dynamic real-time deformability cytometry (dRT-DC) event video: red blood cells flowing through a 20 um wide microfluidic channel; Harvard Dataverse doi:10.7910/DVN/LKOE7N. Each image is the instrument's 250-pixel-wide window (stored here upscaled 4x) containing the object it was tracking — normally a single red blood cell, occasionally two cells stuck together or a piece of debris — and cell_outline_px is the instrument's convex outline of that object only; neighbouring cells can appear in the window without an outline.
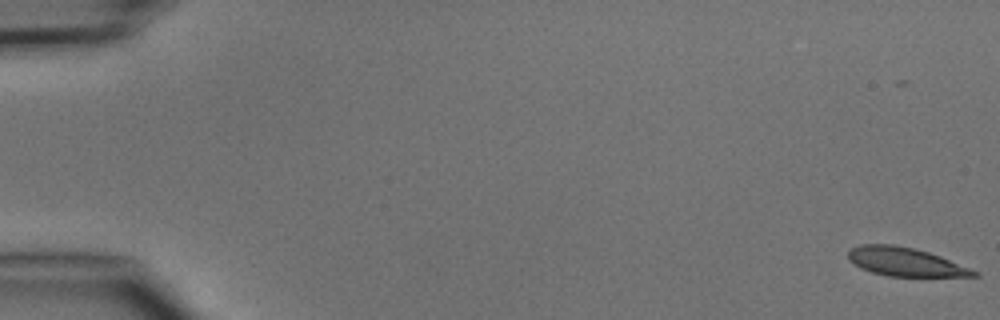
{"species": "common noctule bat (a hibernating species)", "species_latin": "Nyctalus noctula", "temperature_condition": "cold", "stored_images_in_passage": 5, "segment_of_instrument_passage": [1, 2], "camera_frame_rate_fps": 3000, "um_per_image_px": 0.085, "animal": {"sex": "male", "body_mass_g": 15.6}, "frame": {"image": 1, "passage_image": 1, "time_ms": 0.0, "image_size_px": [1000, 320], "cell_outline_px": [[980, 276], [888, 276], [872, 272], [860, 268], [848, 260], [848, 252], [852, 248], [860, 244], [892, 244], [912, 248], [928, 252], [940, 256], [980, 272]], "centroid_in_image_um": [76.93, 22.25], "position_along_channel_um": 8.1, "area_um2": 20.81}}
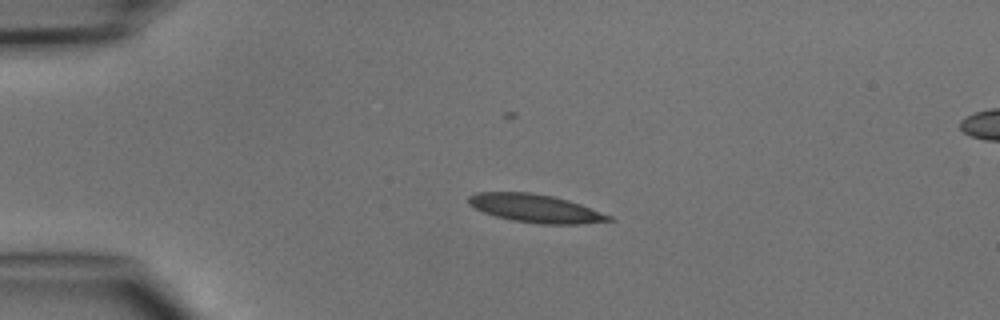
{"frame": {"image": 2, "passage_image": 4, "time_ms": 3.667, "image_size_px": [1000, 320], "cell_outline_px": [[616, 220], [580, 224], [540, 224], [512, 220], [496, 216], [484, 212], [468, 204], [468, 196], [476, 192], [532, 192], [552, 196], [568, 200], [580, 204], [612, 216]], "centroid_in_image_um": [45.52, 17.71], "position_along_channel_um": 39.5, "area_um2": 23.0}}